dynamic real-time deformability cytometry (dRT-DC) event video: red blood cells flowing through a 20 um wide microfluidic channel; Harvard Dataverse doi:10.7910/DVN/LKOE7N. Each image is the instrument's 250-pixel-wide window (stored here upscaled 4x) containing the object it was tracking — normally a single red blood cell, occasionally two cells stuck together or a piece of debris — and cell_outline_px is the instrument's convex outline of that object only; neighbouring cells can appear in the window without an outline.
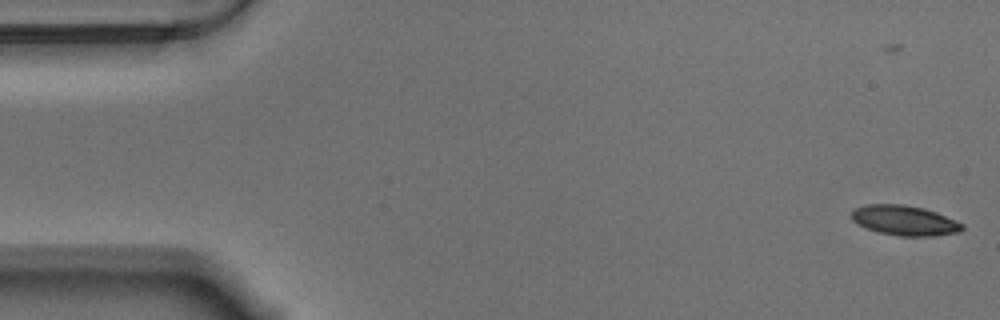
{"species": "Egyptian fruit bat (a non-hibernating species)", "species_latin": "Rousettus aegyptiacus", "temperature_condition": "warm", "stored_images_in_passage": 60, "camera_frame_rate_fps": 3000, "um_per_image_px": 0.085, "animal": {"sex": "male"}, "frame": {"image": 1, "passage_image": 4, "time_ms": 1.0, "image_size_px": [1000, 320], "cell_outline_px": [[964, 228], [960, 232], [932, 236], [900, 236], [876, 232], [864, 228], [852, 220], [852, 212], [856, 208], [868, 204], [904, 204], [924, 208], [936, 212], [956, 220], [964, 224]], "centroid_in_image_um": [76.9, 18.74], "position_along_channel_um": 8.1, "area_um2": 19.48}}
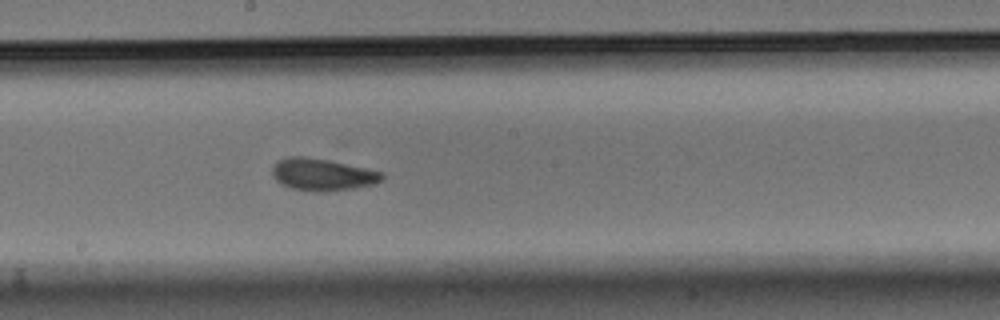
{"frame": {"image": 2, "passage_image": 33, "time_ms": 10.667, "image_size_px": [1000, 320], "cell_outline_px": [[384, 176], [380, 180], [372, 184], [352, 188], [320, 192], [316, 192], [288, 188], [276, 180], [272, 176], [272, 168], [276, 160], [288, 156], [304, 156], [328, 160], [384, 172]], "centroid_in_image_um": [27.33, 14.83], "position_along_channel_um": 220.9, "area_um2": 20.52}}
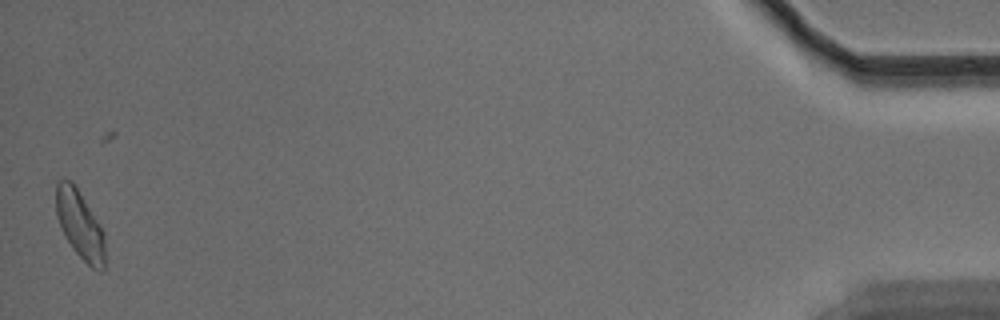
{"frame": {"image": 3, "passage_image": 59, "time_ms": 19.333, "image_size_px": [1000, 320], "cell_outline_px": [[104, 268], [100, 272], [92, 268], [72, 248], [64, 236], [60, 228], [56, 216], [56, 184], [64, 176], [72, 180], [104, 232]], "centroid_in_image_um": [6.76, 19.07], "position_along_channel_um": 428.4, "area_um2": 19.48}, "authors_computed_cell_mechanics": {"area_um2": 19.4208, "velocity_mm_per_s": 3.5176, "shape_relaxation_time_tau1_ms": 4.0747, "shape_relaxation_time_tau2_ms": 2.1416, "deformation_change_tau1": 0.136, "deformation_change_tau2": 0.0851}}